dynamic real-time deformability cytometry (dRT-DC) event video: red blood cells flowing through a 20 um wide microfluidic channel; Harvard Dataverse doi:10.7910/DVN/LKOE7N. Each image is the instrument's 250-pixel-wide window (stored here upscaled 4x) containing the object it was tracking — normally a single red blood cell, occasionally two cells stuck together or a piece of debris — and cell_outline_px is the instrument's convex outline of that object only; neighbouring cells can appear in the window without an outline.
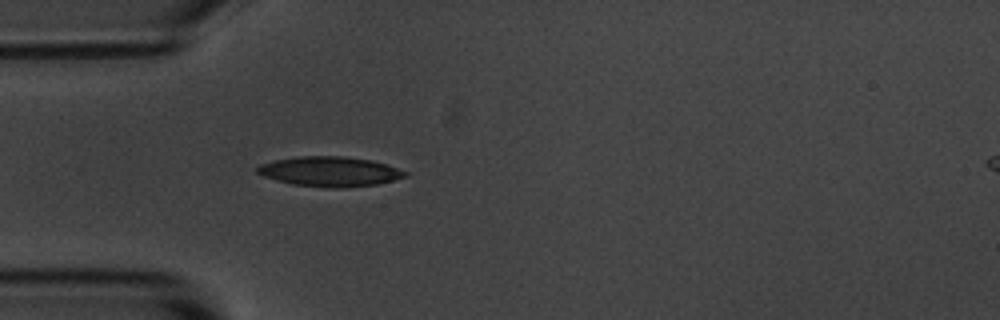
{"species": "common noctule bat (a hibernating species)", "species_latin": "Nyctalus noctula", "temperature_condition": "room temperature", "stored_images_in_passage": 4, "camera_frame_rate_fps": 3000, "um_per_image_px": 0.085, "animal": {"sex": "male", "body_mass_g": 20.1, "forearm_length_mm": 53.5}, "frame": {"image": 1, "passage_image": 4, "time_ms": 4.667, "image_size_px": [1000, 320], "cell_outline_px": [[408, 176], [376, 184], [336, 188], [332, 188], [292, 184], [276, 180], [264, 176], [256, 172], [256, 168], [260, 164], [276, 160], [300, 156], [344, 156], [372, 160], [408, 172]], "centroid_in_image_um": [28.01, 14.57], "position_along_channel_um": 57.0, "area_um2": 25.43}}